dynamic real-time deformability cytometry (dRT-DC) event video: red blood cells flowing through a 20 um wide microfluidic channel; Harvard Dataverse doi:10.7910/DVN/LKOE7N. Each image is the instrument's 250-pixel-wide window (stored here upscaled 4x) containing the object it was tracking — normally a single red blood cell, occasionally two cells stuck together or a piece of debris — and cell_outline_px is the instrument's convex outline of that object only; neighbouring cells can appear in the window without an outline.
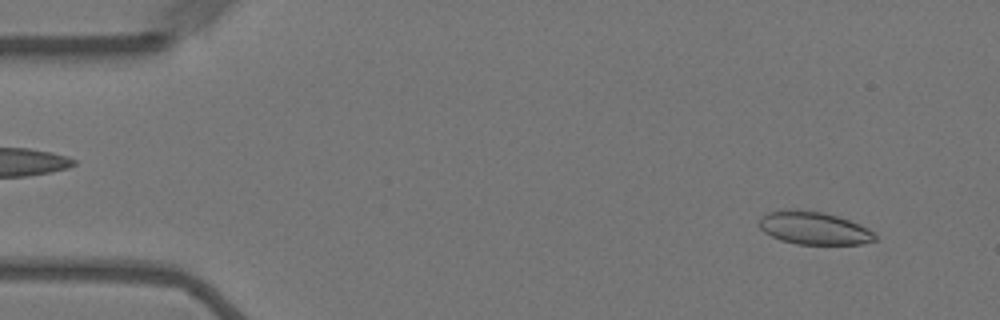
{"species": "Egyptian fruit bat (a non-hibernating species)", "species_latin": "Rousettus aegyptiacus", "temperature_condition": "warm", "stored_images_in_passage": 56, "camera_frame_rate_fps": 3000, "um_per_image_px": 0.085, "animal": {"sex": "female"}, "frame": {"image": 1, "passage_image": 4, "time_ms": 1.0, "image_size_px": [1000, 320], "cell_outline_px": [[876, 240], [860, 244], [796, 244], [780, 240], [764, 232], [760, 228], [760, 216], [768, 212], [792, 208], [796, 208], [824, 212], [860, 224], [868, 228], [876, 236]], "centroid_in_image_um": [69.15, 19.37], "position_along_channel_um": 15.8, "area_um2": 22.25}}
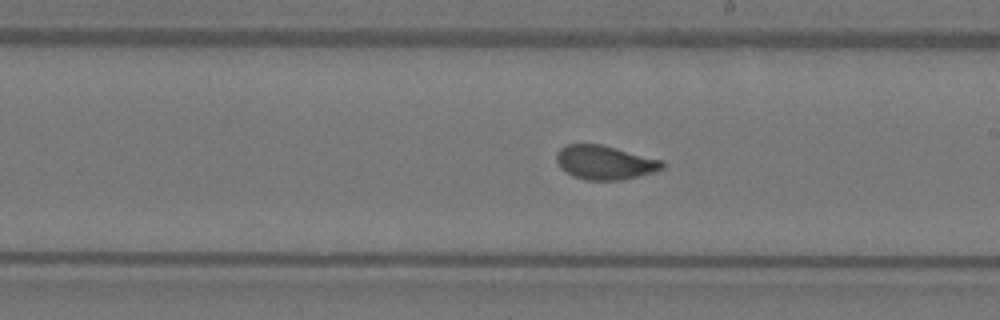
{"frame": {"image": 2, "passage_image": 31, "time_ms": 10.0, "image_size_px": [1000, 320], "cell_outline_px": [[664, 168], [652, 172], [624, 180], [584, 180], [572, 176], [560, 168], [556, 160], [556, 152], [560, 148], [568, 144], [600, 144], [664, 160]], "centroid_in_image_um": [51.39, 13.81], "position_along_channel_um": 237.6, "area_um2": 21.1}}
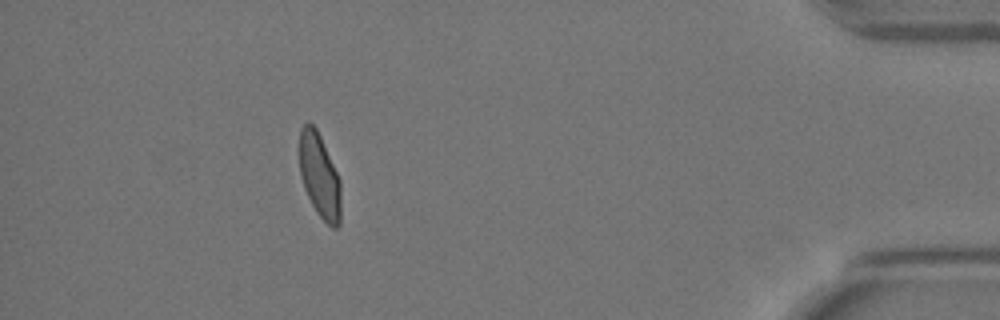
{"frame": {"image": 3, "passage_image": 50, "time_ms": 16.333, "image_size_px": [1000, 320], "cell_outline_px": [[340, 224], [336, 228], [332, 228], [316, 212], [304, 188], [300, 176], [300, 128], [308, 120], [316, 128], [320, 136], [340, 180]], "centroid_in_image_um": [27.15, 14.94], "position_along_channel_um": 408.0, "area_um2": 20.17}, "authors_computed_cell_mechanics": {"area_um2": 21.1837, "velocity_mm_per_s": 3.5682, "shape_relaxation_time_tau1_ms": 6.5293, "shape_relaxation_time_tau2_ms": null, "deformation_change_tau1": 0.1677, "deformation_change_tau2": null}}